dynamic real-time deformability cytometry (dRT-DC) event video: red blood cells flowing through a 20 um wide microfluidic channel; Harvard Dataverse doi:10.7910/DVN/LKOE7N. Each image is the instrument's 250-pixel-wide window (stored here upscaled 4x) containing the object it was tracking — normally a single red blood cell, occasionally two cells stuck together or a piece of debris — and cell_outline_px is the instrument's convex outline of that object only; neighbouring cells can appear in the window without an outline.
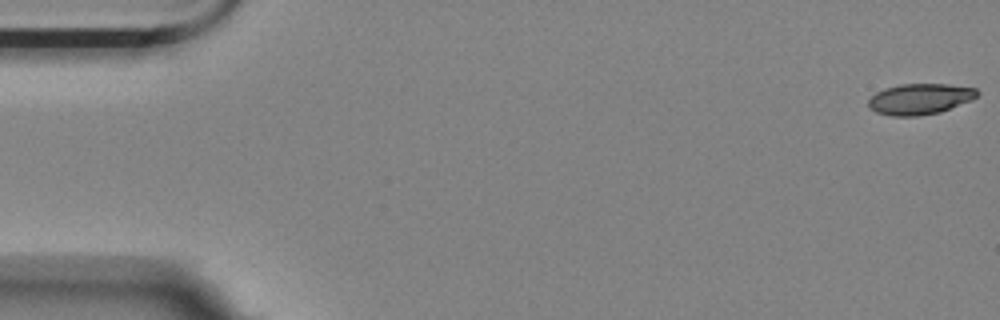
{"species": "Egyptian fruit bat (a non-hibernating species)", "species_latin": "Rousettus aegyptiacus", "temperature_condition": "room temperature", "stored_images_in_passage": 2, "camera_frame_rate_fps": 3000, "um_per_image_px": 0.085, "animal": {"sex": "female"}, "frame": {"image": 1, "passage_image": 2, "time_ms": 1.333, "image_size_px": [1000, 320], "cell_outline_px": [[980, 92], [976, 96], [968, 100], [940, 112], [916, 116], [892, 116], [876, 112], [868, 108], [868, 100], [876, 92], [884, 88], [900, 84], [948, 84], [976, 88]], "centroid_in_image_um": [78.14, 8.41], "position_along_channel_um": 6.9, "area_um2": 19.42}}